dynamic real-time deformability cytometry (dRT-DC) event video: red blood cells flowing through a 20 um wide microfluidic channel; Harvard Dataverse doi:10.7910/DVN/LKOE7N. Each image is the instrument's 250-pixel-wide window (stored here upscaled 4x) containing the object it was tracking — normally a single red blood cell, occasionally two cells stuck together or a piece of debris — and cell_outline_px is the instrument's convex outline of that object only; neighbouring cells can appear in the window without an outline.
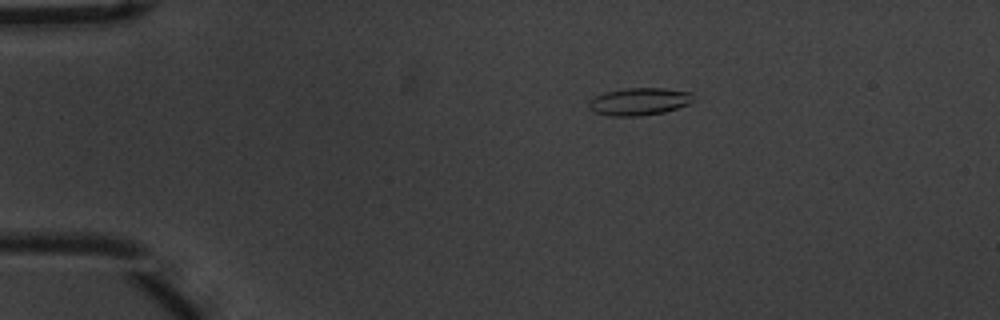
{"species": "common noctule bat (a hibernating species)", "species_latin": "Nyctalus noctula", "temperature_condition": "warm", "stored_images_in_passage": 39, "camera_frame_rate_fps": 3000, "um_per_image_px": 0.085, "animal": {"sex": "male", "body_mass_g": 20.1, "forearm_length_mm": 53.5}, "frame": {"image": 1, "passage_image": 1, "time_ms": 0.0, "image_size_px": [1000, 320], "cell_outline_px": [[692, 100], [688, 104], [664, 112], [640, 116], [612, 116], [596, 112], [588, 108], [588, 100], [604, 92], [628, 88], [664, 88], [692, 92]], "centroid_in_image_um": [54.31, 8.62], "position_along_channel_um": 30.7, "area_um2": 16.65}}
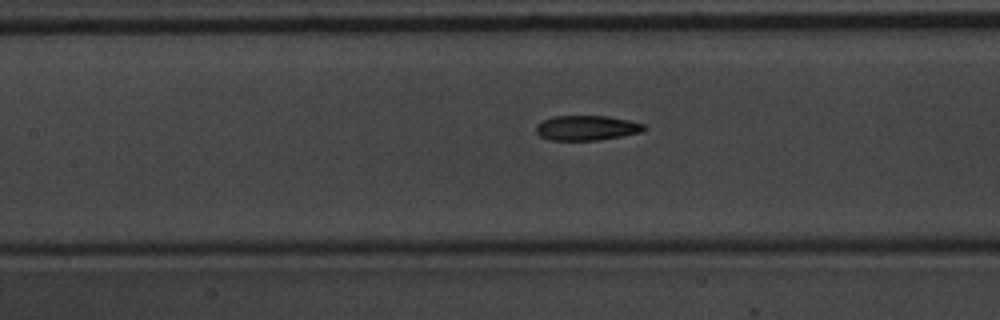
{"frame": {"image": 2, "passage_image": 16, "time_ms": 5.0, "image_size_px": [1000, 320], "cell_outline_px": [[648, 128], [640, 132], [600, 140], [548, 140], [540, 136], [536, 132], [536, 124], [544, 120], [556, 116], [608, 116], [628, 120], [644, 124]], "centroid_in_image_um": [49.86, 10.87], "position_along_channel_um": 157.5, "area_um2": 15.61}}
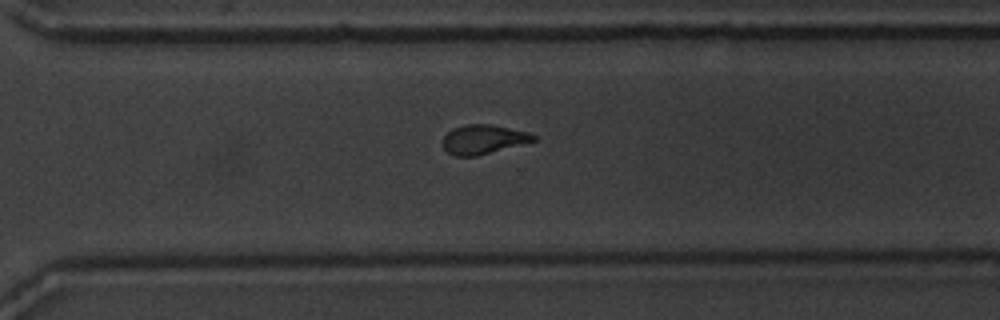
{"frame": {"image": 3, "passage_image": 30, "time_ms": 9.667, "image_size_px": [1000, 320], "cell_outline_px": [[536, 140], [476, 156], [456, 156], [448, 152], [440, 144], [440, 140], [452, 128], [468, 124], [492, 124], [528, 132], [536, 136]], "centroid_in_image_um": [41.03, 11.84], "position_along_channel_um": 329.6, "area_um2": 15.43}, "authors_computed_cell_mechanics": {"area_um2": 15.7794, "velocity_mm_per_s": 3.6977, "shape_relaxation_time_tau1_ms": 5.1924, "shape_relaxation_time_tau2_ms": 2.5949, "deformation_change_tau1": 0.1655, "deformation_change_tau2": 0.1057}}